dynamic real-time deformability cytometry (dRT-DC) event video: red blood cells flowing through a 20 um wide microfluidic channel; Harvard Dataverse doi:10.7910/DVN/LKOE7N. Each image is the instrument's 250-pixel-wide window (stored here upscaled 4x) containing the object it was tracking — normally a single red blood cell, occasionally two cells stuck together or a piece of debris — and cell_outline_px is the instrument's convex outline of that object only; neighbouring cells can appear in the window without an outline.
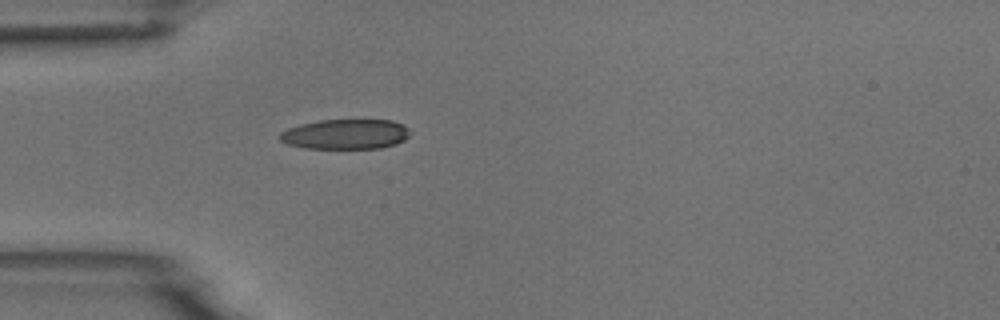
{"species": "common noctule bat (a hibernating species)", "species_latin": "Nyctalus noctula", "temperature_condition": "room temperature", "stored_images_in_passage": 39, "camera_frame_rate_fps": 3000, "um_per_image_px": 0.085, "animal": {"sex": "male", "body_mass_g": 18.8}, "frame": {"image": 1, "passage_image": 1, "time_ms": 0.0, "image_size_px": [1000, 320], "cell_outline_px": [[408, 136], [404, 140], [396, 144], [380, 148], [304, 148], [288, 144], [280, 140], [276, 136], [280, 132], [288, 128], [300, 124], [320, 120], [392, 120], [404, 124], [408, 128]], "centroid_in_image_um": [29.35, 11.4], "position_along_channel_um": 55.7, "area_um2": 22.83}}
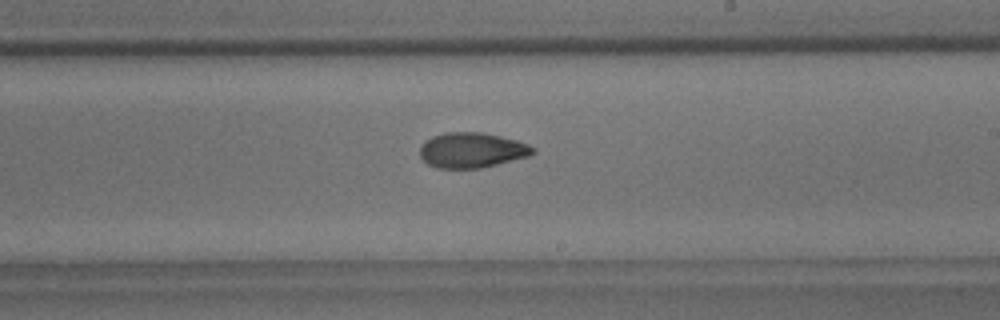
{"frame": {"image": 2, "passage_image": 17, "time_ms": 5.333, "image_size_px": [1000, 320], "cell_outline_px": [[536, 152], [528, 156], [480, 168], [436, 168], [428, 164], [420, 156], [420, 148], [424, 140], [432, 136], [444, 132], [484, 132], [516, 140], [528, 144], [536, 148]], "centroid_in_image_um": [40.09, 12.75], "position_along_channel_um": 248.9, "area_um2": 23.24}}
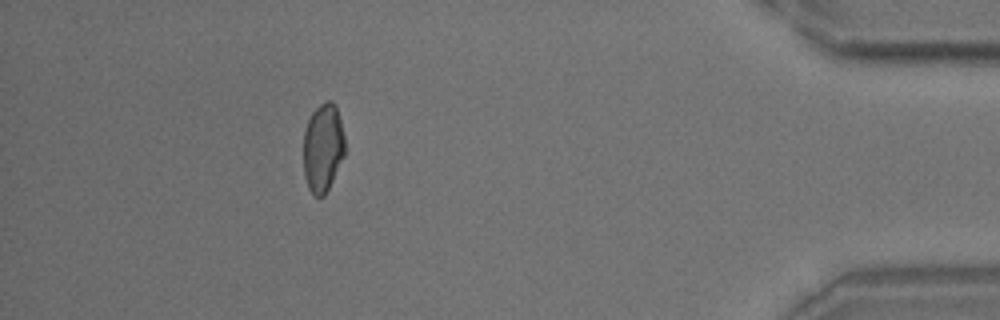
{"frame": {"image": 3, "passage_image": 34, "time_ms": 11.0, "image_size_px": [1000, 320], "cell_outline_px": [[344, 156], [324, 196], [316, 196], [308, 188], [304, 176], [304, 132], [308, 120], [312, 112], [324, 100], [332, 100], [336, 104], [344, 136]], "centroid_in_image_um": [27.44, 12.52], "position_along_channel_um": 407.8, "area_um2": 21.27}, "authors_computed_cell_mechanics": {"area_um2": 22.7154, "velocity_mm_per_s": 3.7161, "shape_relaxation_time_tau1_ms": 7.6961, "shape_relaxation_time_tau2_ms": 3.469, "deformation_change_tau1": 0.194, "deformation_change_tau2": 0.0871}}